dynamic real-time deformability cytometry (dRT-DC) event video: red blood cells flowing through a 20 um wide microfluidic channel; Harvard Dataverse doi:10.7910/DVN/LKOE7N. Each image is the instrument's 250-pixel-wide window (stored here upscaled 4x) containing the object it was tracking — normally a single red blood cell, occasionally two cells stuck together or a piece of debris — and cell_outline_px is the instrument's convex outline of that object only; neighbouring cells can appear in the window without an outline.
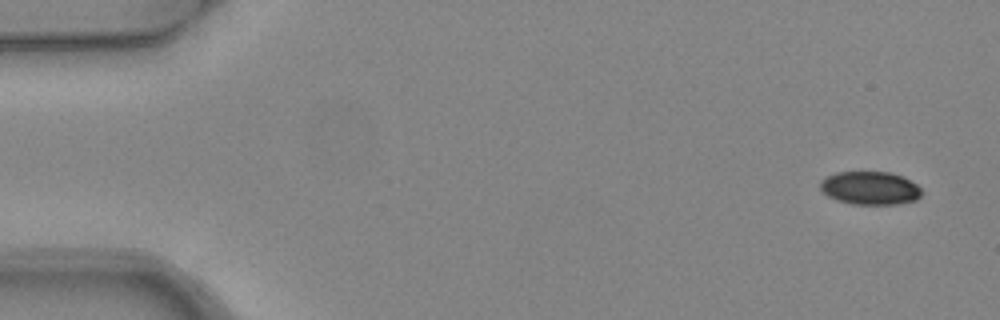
{"species": "common noctule bat (a hibernating species)", "species_latin": "Nyctalus noctula", "temperature_condition": "warm", "stored_images_in_passage": 2, "camera_frame_rate_fps": 3000, "um_per_image_px": 0.085, "animal": {"sex": "female", "body_mass_g": 24.6, "forearm_length_mm": 56.2}, "frame": {"image": 1, "passage_image": 1, "time_ms": 0.0, "image_size_px": [1000, 320], "cell_outline_px": [[920, 196], [916, 200], [900, 204], [852, 204], [836, 200], [828, 196], [820, 188], [820, 180], [836, 172], [892, 172], [904, 176], [916, 184], [920, 188]], "centroid_in_image_um": [73.96, 15.98], "position_along_channel_um": 11.0, "area_um2": 19.71}}